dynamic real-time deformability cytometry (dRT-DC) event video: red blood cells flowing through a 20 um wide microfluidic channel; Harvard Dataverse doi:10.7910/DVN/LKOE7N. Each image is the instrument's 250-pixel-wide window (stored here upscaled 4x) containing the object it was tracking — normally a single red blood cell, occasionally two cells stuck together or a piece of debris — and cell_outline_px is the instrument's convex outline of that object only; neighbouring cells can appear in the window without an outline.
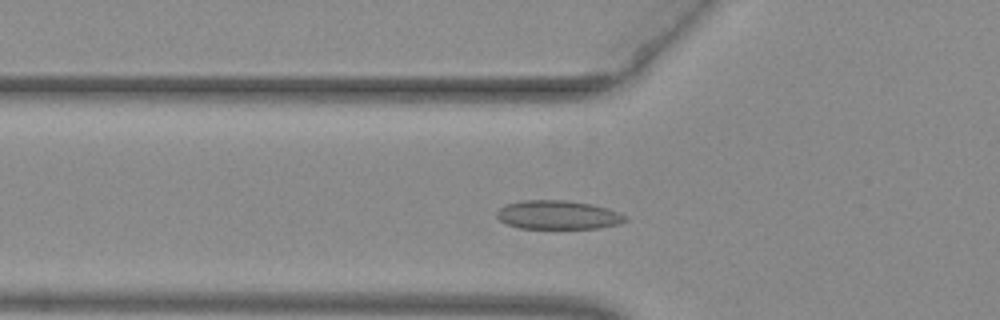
{"species": "common noctule bat (a hibernating species)", "species_latin": "Nyctalus noctula", "temperature_condition": "warm", "stored_images_in_passage": 43, "camera_frame_rate_fps": 3000, "um_per_image_px": 0.085, "animal": {"sex": "female", "body_mass_g": 29.2, "forearm_length_mm": 56.3}, "frame": {"image": 1, "passage_image": 9, "time_ms": 2.667, "image_size_px": [1000, 320], "cell_outline_px": [[628, 220], [616, 224], [600, 228], [520, 228], [504, 224], [496, 216], [496, 212], [504, 204], [520, 200], [568, 200], [592, 204], [608, 208], [620, 212], [628, 216]], "centroid_in_image_um": [47.42, 18.26], "position_along_channel_um": 78.4, "area_um2": 21.85}}
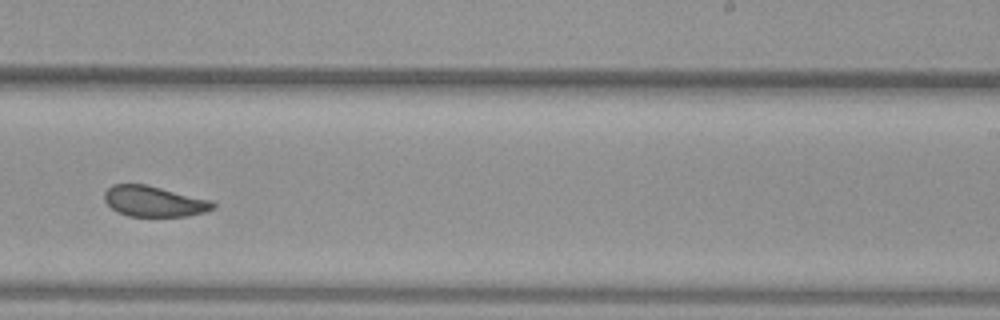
{"frame": {"image": 2, "passage_image": 24, "time_ms": 7.667, "image_size_px": [1000, 320], "cell_outline_px": [[216, 208], [204, 212], [188, 216], [128, 216], [116, 212], [104, 200], [104, 192], [112, 184], [148, 184], [212, 200], [216, 204]], "centroid_in_image_um": [13.11, 17.11], "position_along_channel_um": 275.9, "area_um2": 19.65}}
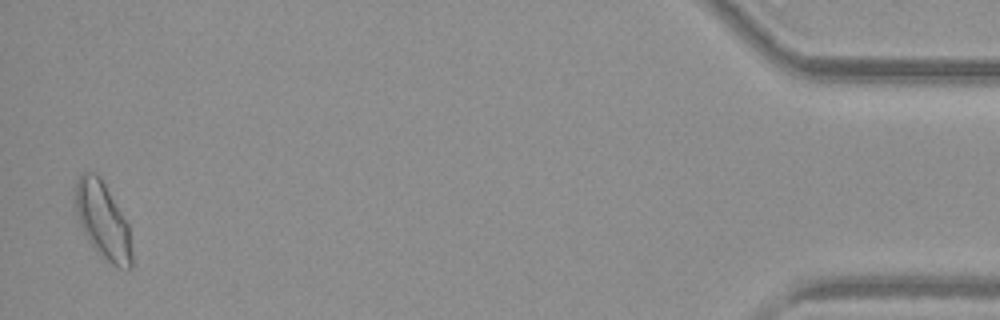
{"frame": {"image": 3, "passage_image": 42, "time_ms": 13.667, "image_size_px": [1000, 320], "cell_outline_px": [[132, 268], [128, 272], [116, 268], [100, 256], [92, 248], [80, 224], [76, 208], [76, 180], [84, 172], [96, 172], [100, 176], [128, 224], [132, 252]], "centroid_in_image_um": [8.77, 18.83], "position_along_channel_um": 426.4, "area_um2": 25.32}, "authors_computed_cell_mechanics": {"area_um2": 20.6346, "velocity_mm_per_s": 3.9486, "shape_relaxation_time_tau1_ms": 5.5345, "shape_relaxation_time_tau2_ms": 1.5733, "deformation_change_tau1": 0.1173, "deformation_change_tau2": 0.0464}}